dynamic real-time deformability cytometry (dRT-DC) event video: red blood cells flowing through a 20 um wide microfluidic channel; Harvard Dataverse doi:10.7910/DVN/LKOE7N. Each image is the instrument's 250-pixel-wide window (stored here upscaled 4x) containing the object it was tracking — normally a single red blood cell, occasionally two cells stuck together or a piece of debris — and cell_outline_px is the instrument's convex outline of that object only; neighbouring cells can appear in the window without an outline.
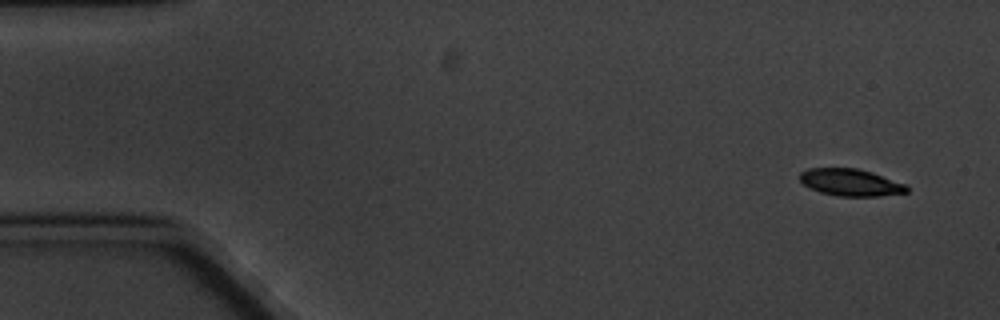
{"species": "common noctule bat (a hibernating species)", "species_latin": "Nyctalus noctula", "temperature_condition": "cold", "stored_images_in_passage": 10, "camera_frame_rate_fps": 3000, "um_per_image_px": 0.085, "animal": {"sex": "male", "body_mass_g": 20.1, "forearm_length_mm": 53.5}, "frame": {"image": 1, "passage_image": 1, "time_ms": 0.0, "image_size_px": [1000, 320], "cell_outline_px": [[908, 192], [880, 196], [836, 196], [820, 192], [804, 184], [800, 180], [800, 172], [808, 168], [856, 168], [872, 172], [908, 184]], "centroid_in_image_um": [72.34, 15.5], "position_along_channel_um": 12.7, "area_um2": 16.94}}
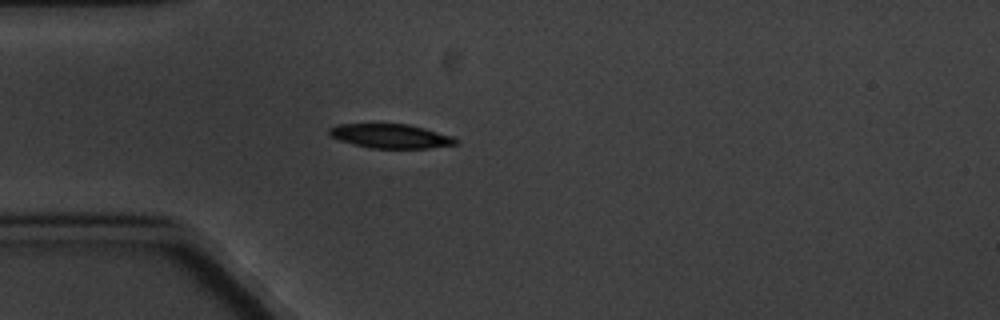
{"frame": {"image": 2, "passage_image": 4, "time_ms": 4.333, "image_size_px": [1000, 320], "cell_outline_px": [[460, 144], [428, 148], [372, 148], [340, 140], [328, 136], [328, 128], [336, 124], [408, 124], [424, 128], [452, 136], [460, 140]], "centroid_in_image_um": [33.22, 11.56], "position_along_channel_um": 51.8, "area_um2": 17.86}}